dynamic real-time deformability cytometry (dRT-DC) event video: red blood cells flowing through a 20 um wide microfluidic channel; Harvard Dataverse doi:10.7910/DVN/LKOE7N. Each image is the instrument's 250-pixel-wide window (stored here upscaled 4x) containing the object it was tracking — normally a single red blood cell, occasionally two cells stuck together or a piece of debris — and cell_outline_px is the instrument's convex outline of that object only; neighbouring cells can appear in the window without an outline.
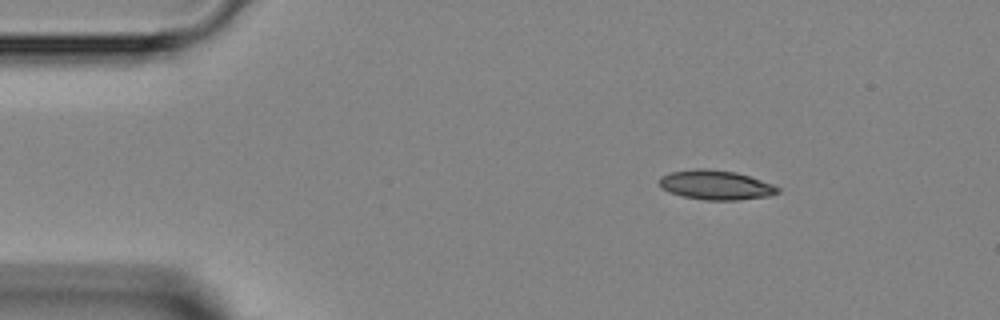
{"species": "Egyptian fruit bat (a non-hibernating species)", "species_latin": "Rousettus aegyptiacus", "temperature_condition": "room temperature", "stored_images_in_passage": 3, "camera_frame_rate_fps": 3000, "um_per_image_px": 0.085, "animal": {"sex": "female"}, "frame": {"image": 1, "passage_image": 1, "time_ms": 0.0, "image_size_px": [1000, 320], "cell_outline_px": [[780, 192], [768, 196], [736, 200], [704, 200], [684, 196], [668, 192], [660, 188], [660, 176], [672, 172], [696, 168], [708, 168], [736, 172], [772, 184], [780, 188]], "centroid_in_image_um": [60.82, 15.72], "position_along_channel_um": 24.2, "area_um2": 20.29}}
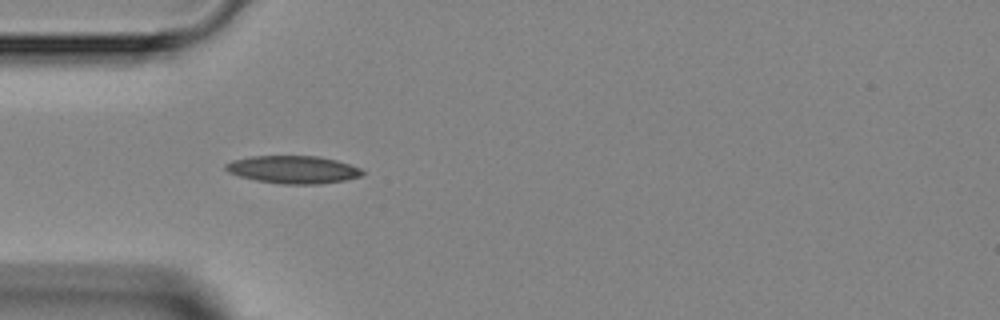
{"frame": {"image": 2, "passage_image": 3, "time_ms": 2.333, "image_size_px": [1000, 320], "cell_outline_px": [[364, 172], [360, 176], [344, 180], [320, 184], [280, 184], [256, 180], [240, 176], [228, 172], [224, 168], [224, 164], [232, 160], [252, 156], [320, 156], [336, 160], [360, 168]], "centroid_in_image_um": [24.89, 14.41], "position_along_channel_um": 60.1, "area_um2": 22.02}}